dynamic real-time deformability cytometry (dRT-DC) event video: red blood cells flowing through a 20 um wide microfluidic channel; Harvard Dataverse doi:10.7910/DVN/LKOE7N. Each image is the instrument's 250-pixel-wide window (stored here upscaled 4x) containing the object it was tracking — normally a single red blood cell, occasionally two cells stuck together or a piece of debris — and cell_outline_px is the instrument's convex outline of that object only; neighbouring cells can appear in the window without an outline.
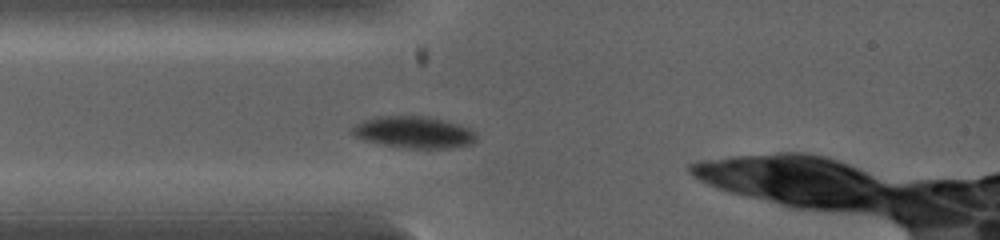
{"species": "common noctule bat (a hibernating species)", "species_latin": "Nyctalus noctula", "temperature_condition": "warm", "stored_images_in_passage": 7, "camera_frame_rate_fps": 5000, "um_per_image_px": 0.085, "animal": {"sex": "female", "body_mass_g": 19.0, "forearm_length_mm": 53.3}, "frame": {"image": 1, "passage_image": 5, "time_ms": 1.4, "image_size_px": [1000, 240], "cell_outline_px": [[476, 140], [468, 144], [452, 148], [404, 148], [364, 140], [356, 136], [352, 132], [352, 124], [360, 120], [372, 116], [428, 116], [456, 124], [468, 128], [476, 136]], "centroid_in_image_um": [35.09, 11.22], "position_along_channel_um": 49.9, "area_um2": 22.83}}
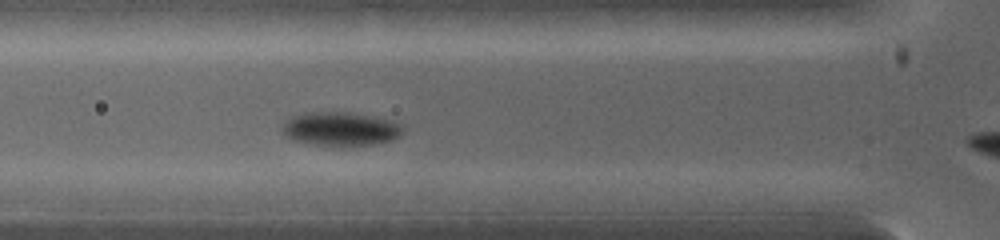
{"frame": {"image": 2, "passage_image": 7, "time_ms": 2.2, "image_size_px": [1000, 240], "cell_outline_px": [[400, 132], [396, 136], [388, 140], [372, 144], [312, 144], [296, 140], [288, 136], [284, 132], [284, 124], [292, 116], [304, 112], [348, 112], [376, 116], [400, 124]], "centroid_in_image_um": [28.91, 10.91], "position_along_channel_um": 96.9, "area_um2": 22.66}}